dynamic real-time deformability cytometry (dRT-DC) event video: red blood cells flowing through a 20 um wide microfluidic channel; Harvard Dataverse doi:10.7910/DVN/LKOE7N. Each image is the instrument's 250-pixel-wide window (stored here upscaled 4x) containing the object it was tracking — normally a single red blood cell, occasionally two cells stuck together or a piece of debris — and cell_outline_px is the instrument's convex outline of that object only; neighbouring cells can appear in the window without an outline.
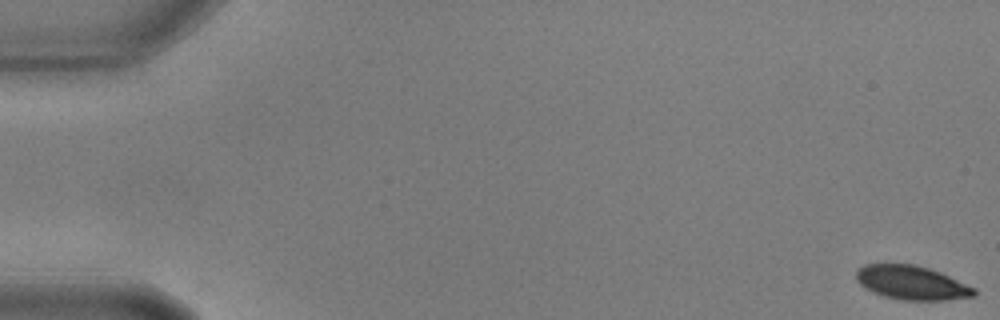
{"species": "common noctule bat (a hibernating species)", "species_latin": "Nyctalus noctula", "temperature_condition": "warm", "stored_images_in_passage": 13, "camera_frame_rate_fps": 3000, "um_per_image_px": 0.085, "animal": {"sex": "male", "body_mass_g": 17.9, "forearm_length_mm": 54.2}, "frame": {"image": 1, "passage_image": 1, "time_ms": 0.0, "image_size_px": [1000, 320], "cell_outline_px": [[976, 296], [944, 300], [904, 300], [884, 296], [872, 292], [864, 288], [856, 280], [856, 272], [864, 264], [916, 264], [940, 272], [976, 288]], "centroid_in_image_um": [77.49, 24.03], "position_along_channel_um": 7.5, "area_um2": 23.35}}